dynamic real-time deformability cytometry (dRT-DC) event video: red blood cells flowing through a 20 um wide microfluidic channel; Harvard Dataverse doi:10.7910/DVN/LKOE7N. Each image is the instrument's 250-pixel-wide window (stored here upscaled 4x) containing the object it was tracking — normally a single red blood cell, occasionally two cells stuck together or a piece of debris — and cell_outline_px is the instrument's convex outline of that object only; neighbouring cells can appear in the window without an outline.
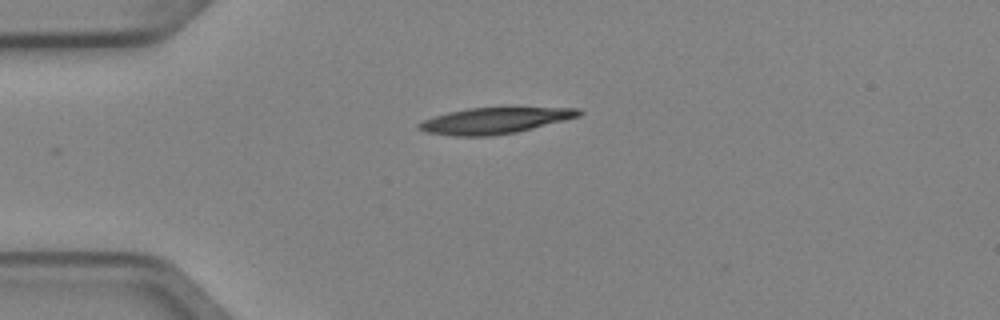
{"species": "Egyptian fruit bat (a non-hibernating species)", "species_latin": "Rousettus aegyptiacus", "temperature_condition": "cold", "stored_images_in_passage": 4, "camera_frame_rate_fps": 3000, "um_per_image_px": 0.085, "animal": {"sex": "female"}, "frame": {"image": 1, "passage_image": 1, "time_ms": 0.0, "image_size_px": [1000, 320], "cell_outline_px": [[584, 112], [580, 116], [516, 132], [492, 136], [456, 136], [424, 132], [416, 128], [416, 124], [424, 120], [448, 112], [468, 108], [512, 104], [580, 108]], "centroid_in_image_um": [42.15, 10.18], "position_along_channel_um": 42.8, "area_um2": 25.72}}
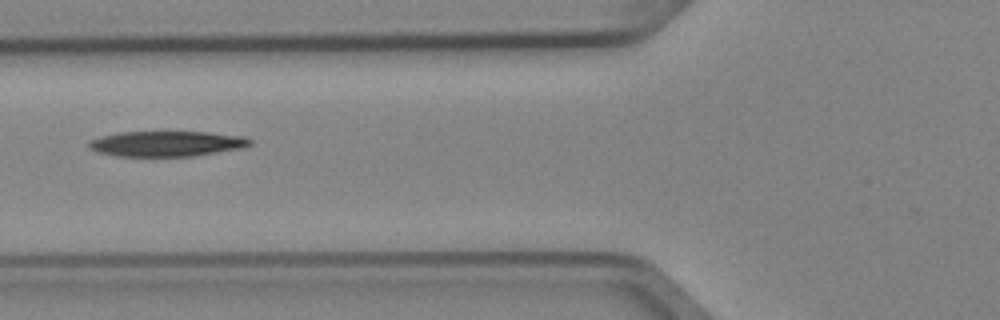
{"frame": {"image": 2, "passage_image": 3, "time_ms": 0.667, "image_size_px": [1000, 320], "cell_outline_px": [[252, 144], [244, 148], [192, 156], [116, 156], [100, 152], [92, 148], [88, 144], [92, 140], [104, 136], [120, 132], [208, 132], [244, 136], [252, 140]], "centroid_in_image_um": [14.27, 12.21], "position_along_channel_um": 111.5, "area_um2": 23.58}}